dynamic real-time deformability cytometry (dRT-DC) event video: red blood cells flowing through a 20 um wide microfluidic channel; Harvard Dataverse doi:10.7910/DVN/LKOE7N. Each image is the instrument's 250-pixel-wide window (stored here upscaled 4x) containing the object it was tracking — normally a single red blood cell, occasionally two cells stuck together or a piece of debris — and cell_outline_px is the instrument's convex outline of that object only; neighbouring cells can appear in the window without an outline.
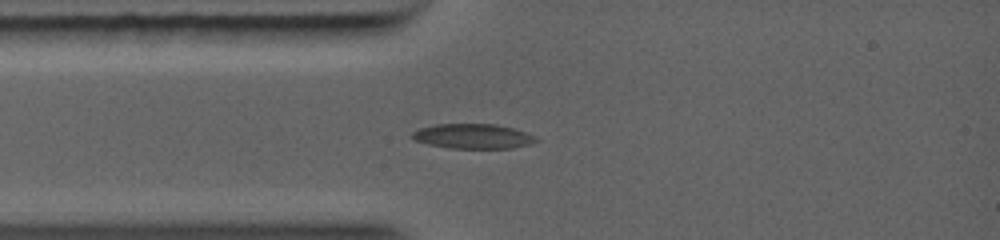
{"species": "common noctule bat (a hibernating species)", "species_latin": "Nyctalus noctula", "temperature_condition": "warm", "stored_images_in_passage": 4, "camera_frame_rate_fps": 5000, "um_per_image_px": 0.085, "animal": {"sex": "female", "body_mass_g": 19.0, "forearm_length_mm": 56.7}, "frame": {"image": 1, "passage_image": 2, "time_ms": 0.6, "image_size_px": [1000, 240], "cell_outline_px": [[536, 140], [524, 144], [504, 148], [460, 148], [436, 144], [416, 140], [412, 136], [412, 132], [420, 128], [436, 124], [492, 124], [512, 128], [524, 132], [532, 136]], "centroid_in_image_um": [40.15, 11.55], "position_along_channel_um": 44.9, "area_um2": 16.82}}